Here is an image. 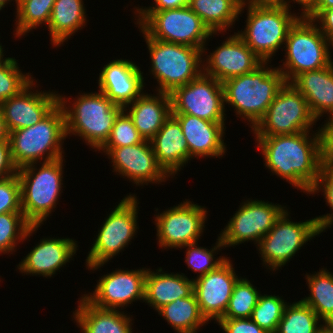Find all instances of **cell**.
<instances>
[{
	"label": "cell",
	"instance_id": "1",
	"mask_svg": "<svg viewBox=\"0 0 333 333\" xmlns=\"http://www.w3.org/2000/svg\"><path fill=\"white\" fill-rule=\"evenodd\" d=\"M275 136H255L264 165L295 188L309 194L323 163L320 131ZM310 133V134H309ZM312 135V136H310Z\"/></svg>",
	"mask_w": 333,
	"mask_h": 333
},
{
	"label": "cell",
	"instance_id": "2",
	"mask_svg": "<svg viewBox=\"0 0 333 333\" xmlns=\"http://www.w3.org/2000/svg\"><path fill=\"white\" fill-rule=\"evenodd\" d=\"M267 65L263 62L254 71L223 82L226 104L235 109L236 115L246 118L252 129L286 83L278 68Z\"/></svg>",
	"mask_w": 333,
	"mask_h": 333
},
{
	"label": "cell",
	"instance_id": "3",
	"mask_svg": "<svg viewBox=\"0 0 333 333\" xmlns=\"http://www.w3.org/2000/svg\"><path fill=\"white\" fill-rule=\"evenodd\" d=\"M58 99L65 114L66 137L77 135L97 151L109 139L115 120L124 109L101 91L80 94L72 106L65 96L59 94Z\"/></svg>",
	"mask_w": 333,
	"mask_h": 333
},
{
	"label": "cell",
	"instance_id": "4",
	"mask_svg": "<svg viewBox=\"0 0 333 333\" xmlns=\"http://www.w3.org/2000/svg\"><path fill=\"white\" fill-rule=\"evenodd\" d=\"M65 139V114L58 103L39 123L9 132L13 163L19 169L41 160L48 162L64 157Z\"/></svg>",
	"mask_w": 333,
	"mask_h": 333
},
{
	"label": "cell",
	"instance_id": "5",
	"mask_svg": "<svg viewBox=\"0 0 333 333\" xmlns=\"http://www.w3.org/2000/svg\"><path fill=\"white\" fill-rule=\"evenodd\" d=\"M63 159L40 162L38 169L37 163L28 164L17 171L22 213L31 225L41 226L56 208L62 193Z\"/></svg>",
	"mask_w": 333,
	"mask_h": 333
},
{
	"label": "cell",
	"instance_id": "6",
	"mask_svg": "<svg viewBox=\"0 0 333 333\" xmlns=\"http://www.w3.org/2000/svg\"><path fill=\"white\" fill-rule=\"evenodd\" d=\"M140 29L150 53V72L159 83V87H156L158 92L170 94L203 72L204 56L201 49L153 39Z\"/></svg>",
	"mask_w": 333,
	"mask_h": 333
},
{
	"label": "cell",
	"instance_id": "7",
	"mask_svg": "<svg viewBox=\"0 0 333 333\" xmlns=\"http://www.w3.org/2000/svg\"><path fill=\"white\" fill-rule=\"evenodd\" d=\"M248 5L246 27L237 35L263 61L270 62L272 56L285 44L288 32L300 18L282 5Z\"/></svg>",
	"mask_w": 333,
	"mask_h": 333
},
{
	"label": "cell",
	"instance_id": "8",
	"mask_svg": "<svg viewBox=\"0 0 333 333\" xmlns=\"http://www.w3.org/2000/svg\"><path fill=\"white\" fill-rule=\"evenodd\" d=\"M317 23L300 17L290 28L285 40V62L278 67L286 83L306 71L325 68L332 63L330 45L333 44L317 27Z\"/></svg>",
	"mask_w": 333,
	"mask_h": 333
},
{
	"label": "cell",
	"instance_id": "9",
	"mask_svg": "<svg viewBox=\"0 0 333 333\" xmlns=\"http://www.w3.org/2000/svg\"><path fill=\"white\" fill-rule=\"evenodd\" d=\"M137 24L151 38L199 48L205 52L212 32L188 6L161 11H135Z\"/></svg>",
	"mask_w": 333,
	"mask_h": 333
},
{
	"label": "cell",
	"instance_id": "10",
	"mask_svg": "<svg viewBox=\"0 0 333 333\" xmlns=\"http://www.w3.org/2000/svg\"><path fill=\"white\" fill-rule=\"evenodd\" d=\"M136 195L124 197L109 214L98 230V235L92 244L86 266L89 270H97L108 263L130 243L136 235L138 204Z\"/></svg>",
	"mask_w": 333,
	"mask_h": 333
},
{
	"label": "cell",
	"instance_id": "11",
	"mask_svg": "<svg viewBox=\"0 0 333 333\" xmlns=\"http://www.w3.org/2000/svg\"><path fill=\"white\" fill-rule=\"evenodd\" d=\"M316 121L304 96L285 83L252 132L255 136L297 134L310 131Z\"/></svg>",
	"mask_w": 333,
	"mask_h": 333
},
{
	"label": "cell",
	"instance_id": "12",
	"mask_svg": "<svg viewBox=\"0 0 333 333\" xmlns=\"http://www.w3.org/2000/svg\"><path fill=\"white\" fill-rule=\"evenodd\" d=\"M288 213L285 210L256 245L263 264L272 271L286 265L306 242L321 234L315 218L295 223L289 220Z\"/></svg>",
	"mask_w": 333,
	"mask_h": 333
},
{
	"label": "cell",
	"instance_id": "13",
	"mask_svg": "<svg viewBox=\"0 0 333 333\" xmlns=\"http://www.w3.org/2000/svg\"><path fill=\"white\" fill-rule=\"evenodd\" d=\"M172 114H188L212 122L225 121L223 83L203 72L170 93Z\"/></svg>",
	"mask_w": 333,
	"mask_h": 333
},
{
	"label": "cell",
	"instance_id": "14",
	"mask_svg": "<svg viewBox=\"0 0 333 333\" xmlns=\"http://www.w3.org/2000/svg\"><path fill=\"white\" fill-rule=\"evenodd\" d=\"M285 207L264 200H246L221 231L220 239L224 247L259 241L270 231Z\"/></svg>",
	"mask_w": 333,
	"mask_h": 333
},
{
	"label": "cell",
	"instance_id": "15",
	"mask_svg": "<svg viewBox=\"0 0 333 333\" xmlns=\"http://www.w3.org/2000/svg\"><path fill=\"white\" fill-rule=\"evenodd\" d=\"M207 212L204 207L186 200L156 214V239L160 248L177 249L198 242L206 226Z\"/></svg>",
	"mask_w": 333,
	"mask_h": 333
},
{
	"label": "cell",
	"instance_id": "16",
	"mask_svg": "<svg viewBox=\"0 0 333 333\" xmlns=\"http://www.w3.org/2000/svg\"><path fill=\"white\" fill-rule=\"evenodd\" d=\"M146 272L147 268L115 269L98 280L93 294L83 296L98 308L112 310H120L137 300L145 302Z\"/></svg>",
	"mask_w": 333,
	"mask_h": 333
},
{
	"label": "cell",
	"instance_id": "17",
	"mask_svg": "<svg viewBox=\"0 0 333 333\" xmlns=\"http://www.w3.org/2000/svg\"><path fill=\"white\" fill-rule=\"evenodd\" d=\"M100 150L111 158L113 172H118L138 186L148 183L159 184L169 178L159 166L149 140L131 146L100 148L98 151Z\"/></svg>",
	"mask_w": 333,
	"mask_h": 333
},
{
	"label": "cell",
	"instance_id": "18",
	"mask_svg": "<svg viewBox=\"0 0 333 333\" xmlns=\"http://www.w3.org/2000/svg\"><path fill=\"white\" fill-rule=\"evenodd\" d=\"M229 257L215 270L193 279V292L203 317L218 322L228 307L233 287L240 278Z\"/></svg>",
	"mask_w": 333,
	"mask_h": 333
},
{
	"label": "cell",
	"instance_id": "19",
	"mask_svg": "<svg viewBox=\"0 0 333 333\" xmlns=\"http://www.w3.org/2000/svg\"><path fill=\"white\" fill-rule=\"evenodd\" d=\"M216 48L206 60H202L203 73L221 83L250 73L263 63L236 32Z\"/></svg>",
	"mask_w": 333,
	"mask_h": 333
},
{
	"label": "cell",
	"instance_id": "20",
	"mask_svg": "<svg viewBox=\"0 0 333 333\" xmlns=\"http://www.w3.org/2000/svg\"><path fill=\"white\" fill-rule=\"evenodd\" d=\"M33 81L18 94L0 104L8 132L39 123L59 103L58 93L42 90L38 92V89L33 93Z\"/></svg>",
	"mask_w": 333,
	"mask_h": 333
},
{
	"label": "cell",
	"instance_id": "21",
	"mask_svg": "<svg viewBox=\"0 0 333 333\" xmlns=\"http://www.w3.org/2000/svg\"><path fill=\"white\" fill-rule=\"evenodd\" d=\"M99 74V91L116 105L124 108L143 93V72L128 59L110 61Z\"/></svg>",
	"mask_w": 333,
	"mask_h": 333
},
{
	"label": "cell",
	"instance_id": "22",
	"mask_svg": "<svg viewBox=\"0 0 333 333\" xmlns=\"http://www.w3.org/2000/svg\"><path fill=\"white\" fill-rule=\"evenodd\" d=\"M77 241L70 238H43L17 266L22 274L51 277L70 262L77 251ZM71 258V259H70Z\"/></svg>",
	"mask_w": 333,
	"mask_h": 333
},
{
	"label": "cell",
	"instance_id": "23",
	"mask_svg": "<svg viewBox=\"0 0 333 333\" xmlns=\"http://www.w3.org/2000/svg\"><path fill=\"white\" fill-rule=\"evenodd\" d=\"M180 123L189 157H222L226 152L224 122H212L188 114H172Z\"/></svg>",
	"mask_w": 333,
	"mask_h": 333
},
{
	"label": "cell",
	"instance_id": "24",
	"mask_svg": "<svg viewBox=\"0 0 333 333\" xmlns=\"http://www.w3.org/2000/svg\"><path fill=\"white\" fill-rule=\"evenodd\" d=\"M150 142L159 166L169 177L191 160L182 127L172 114Z\"/></svg>",
	"mask_w": 333,
	"mask_h": 333
},
{
	"label": "cell",
	"instance_id": "25",
	"mask_svg": "<svg viewBox=\"0 0 333 333\" xmlns=\"http://www.w3.org/2000/svg\"><path fill=\"white\" fill-rule=\"evenodd\" d=\"M123 110L132 119L144 140L150 141L172 114L170 94L158 92L152 96L142 93Z\"/></svg>",
	"mask_w": 333,
	"mask_h": 333
},
{
	"label": "cell",
	"instance_id": "26",
	"mask_svg": "<svg viewBox=\"0 0 333 333\" xmlns=\"http://www.w3.org/2000/svg\"><path fill=\"white\" fill-rule=\"evenodd\" d=\"M306 99L313 116L333 113V62L318 70L306 71L290 82Z\"/></svg>",
	"mask_w": 333,
	"mask_h": 333
},
{
	"label": "cell",
	"instance_id": "27",
	"mask_svg": "<svg viewBox=\"0 0 333 333\" xmlns=\"http://www.w3.org/2000/svg\"><path fill=\"white\" fill-rule=\"evenodd\" d=\"M192 293L193 278L189 280L183 273L162 272L161 267L156 272L147 269L144 301L153 309L158 311L164 305L189 297Z\"/></svg>",
	"mask_w": 333,
	"mask_h": 333
},
{
	"label": "cell",
	"instance_id": "28",
	"mask_svg": "<svg viewBox=\"0 0 333 333\" xmlns=\"http://www.w3.org/2000/svg\"><path fill=\"white\" fill-rule=\"evenodd\" d=\"M81 298L73 318L82 333H133L132 318L124 311L98 308Z\"/></svg>",
	"mask_w": 333,
	"mask_h": 333
},
{
	"label": "cell",
	"instance_id": "29",
	"mask_svg": "<svg viewBox=\"0 0 333 333\" xmlns=\"http://www.w3.org/2000/svg\"><path fill=\"white\" fill-rule=\"evenodd\" d=\"M83 0H55L51 11L48 31L51 44L61 46L75 32L84 28L86 11Z\"/></svg>",
	"mask_w": 333,
	"mask_h": 333
},
{
	"label": "cell",
	"instance_id": "30",
	"mask_svg": "<svg viewBox=\"0 0 333 333\" xmlns=\"http://www.w3.org/2000/svg\"><path fill=\"white\" fill-rule=\"evenodd\" d=\"M193 10L213 33L226 32L245 8L243 0H189Z\"/></svg>",
	"mask_w": 333,
	"mask_h": 333
},
{
	"label": "cell",
	"instance_id": "31",
	"mask_svg": "<svg viewBox=\"0 0 333 333\" xmlns=\"http://www.w3.org/2000/svg\"><path fill=\"white\" fill-rule=\"evenodd\" d=\"M157 312L177 333H197L207 323L200 312L194 292L189 297L178 298L164 305Z\"/></svg>",
	"mask_w": 333,
	"mask_h": 333
},
{
	"label": "cell",
	"instance_id": "32",
	"mask_svg": "<svg viewBox=\"0 0 333 333\" xmlns=\"http://www.w3.org/2000/svg\"><path fill=\"white\" fill-rule=\"evenodd\" d=\"M321 268L316 274H306L310 295L301 299L312 308L323 323L333 322V273Z\"/></svg>",
	"mask_w": 333,
	"mask_h": 333
},
{
	"label": "cell",
	"instance_id": "33",
	"mask_svg": "<svg viewBox=\"0 0 333 333\" xmlns=\"http://www.w3.org/2000/svg\"><path fill=\"white\" fill-rule=\"evenodd\" d=\"M320 320L302 300L288 303L275 333H317Z\"/></svg>",
	"mask_w": 333,
	"mask_h": 333
},
{
	"label": "cell",
	"instance_id": "34",
	"mask_svg": "<svg viewBox=\"0 0 333 333\" xmlns=\"http://www.w3.org/2000/svg\"><path fill=\"white\" fill-rule=\"evenodd\" d=\"M40 225H31L22 212L0 214V253L15 252V247L27 240Z\"/></svg>",
	"mask_w": 333,
	"mask_h": 333
},
{
	"label": "cell",
	"instance_id": "35",
	"mask_svg": "<svg viewBox=\"0 0 333 333\" xmlns=\"http://www.w3.org/2000/svg\"><path fill=\"white\" fill-rule=\"evenodd\" d=\"M55 0H24L16 9L15 37L26 35L42 24L48 26Z\"/></svg>",
	"mask_w": 333,
	"mask_h": 333
},
{
	"label": "cell",
	"instance_id": "36",
	"mask_svg": "<svg viewBox=\"0 0 333 333\" xmlns=\"http://www.w3.org/2000/svg\"><path fill=\"white\" fill-rule=\"evenodd\" d=\"M260 293L247 278L240 277L235 283L228 307L221 319L251 318Z\"/></svg>",
	"mask_w": 333,
	"mask_h": 333
},
{
	"label": "cell",
	"instance_id": "37",
	"mask_svg": "<svg viewBox=\"0 0 333 333\" xmlns=\"http://www.w3.org/2000/svg\"><path fill=\"white\" fill-rule=\"evenodd\" d=\"M287 304L279 295L260 294L251 319L268 333H275Z\"/></svg>",
	"mask_w": 333,
	"mask_h": 333
},
{
	"label": "cell",
	"instance_id": "38",
	"mask_svg": "<svg viewBox=\"0 0 333 333\" xmlns=\"http://www.w3.org/2000/svg\"><path fill=\"white\" fill-rule=\"evenodd\" d=\"M217 240L218 241L215 243L216 245L210 250L206 249L205 247H199L198 242L191 243L182 247H187L185 262L188 265L189 269L194 272H198L199 275H197V277H201L208 272L215 270L227 258L225 256H219V258L215 260L214 254L216 253V251L218 252V250L224 248L220 236H218Z\"/></svg>",
	"mask_w": 333,
	"mask_h": 333
},
{
	"label": "cell",
	"instance_id": "39",
	"mask_svg": "<svg viewBox=\"0 0 333 333\" xmlns=\"http://www.w3.org/2000/svg\"><path fill=\"white\" fill-rule=\"evenodd\" d=\"M19 68L17 60L12 57L0 65V104L18 94L33 80L32 75H25Z\"/></svg>",
	"mask_w": 333,
	"mask_h": 333
},
{
	"label": "cell",
	"instance_id": "40",
	"mask_svg": "<svg viewBox=\"0 0 333 333\" xmlns=\"http://www.w3.org/2000/svg\"><path fill=\"white\" fill-rule=\"evenodd\" d=\"M144 141L132 119L123 110L115 120L109 139L101 148L131 146Z\"/></svg>",
	"mask_w": 333,
	"mask_h": 333
},
{
	"label": "cell",
	"instance_id": "41",
	"mask_svg": "<svg viewBox=\"0 0 333 333\" xmlns=\"http://www.w3.org/2000/svg\"><path fill=\"white\" fill-rule=\"evenodd\" d=\"M322 189V190H321ZM322 191L325 197V202L330 206L333 211V163L323 162L320 168L318 180L315 185L311 188L309 194H317ZM317 192V193H316ZM318 230L322 233L323 231L333 224V212L330 214H324L315 218Z\"/></svg>",
	"mask_w": 333,
	"mask_h": 333
},
{
	"label": "cell",
	"instance_id": "42",
	"mask_svg": "<svg viewBox=\"0 0 333 333\" xmlns=\"http://www.w3.org/2000/svg\"><path fill=\"white\" fill-rule=\"evenodd\" d=\"M22 212L20 182L17 173L0 179V214Z\"/></svg>",
	"mask_w": 333,
	"mask_h": 333
},
{
	"label": "cell",
	"instance_id": "43",
	"mask_svg": "<svg viewBox=\"0 0 333 333\" xmlns=\"http://www.w3.org/2000/svg\"><path fill=\"white\" fill-rule=\"evenodd\" d=\"M217 323L225 333H268L253 322L251 318L220 319Z\"/></svg>",
	"mask_w": 333,
	"mask_h": 333
},
{
	"label": "cell",
	"instance_id": "44",
	"mask_svg": "<svg viewBox=\"0 0 333 333\" xmlns=\"http://www.w3.org/2000/svg\"><path fill=\"white\" fill-rule=\"evenodd\" d=\"M322 126L319 129L322 161L333 163V113L328 115L326 123Z\"/></svg>",
	"mask_w": 333,
	"mask_h": 333
},
{
	"label": "cell",
	"instance_id": "45",
	"mask_svg": "<svg viewBox=\"0 0 333 333\" xmlns=\"http://www.w3.org/2000/svg\"><path fill=\"white\" fill-rule=\"evenodd\" d=\"M17 171L11 157L9 140L0 141V179L15 175Z\"/></svg>",
	"mask_w": 333,
	"mask_h": 333
},
{
	"label": "cell",
	"instance_id": "46",
	"mask_svg": "<svg viewBox=\"0 0 333 333\" xmlns=\"http://www.w3.org/2000/svg\"><path fill=\"white\" fill-rule=\"evenodd\" d=\"M320 31L333 44V8L323 10L314 20Z\"/></svg>",
	"mask_w": 333,
	"mask_h": 333
},
{
	"label": "cell",
	"instance_id": "47",
	"mask_svg": "<svg viewBox=\"0 0 333 333\" xmlns=\"http://www.w3.org/2000/svg\"><path fill=\"white\" fill-rule=\"evenodd\" d=\"M154 6L136 8V11H161L174 8L186 7L189 4V0H154Z\"/></svg>",
	"mask_w": 333,
	"mask_h": 333
},
{
	"label": "cell",
	"instance_id": "48",
	"mask_svg": "<svg viewBox=\"0 0 333 333\" xmlns=\"http://www.w3.org/2000/svg\"><path fill=\"white\" fill-rule=\"evenodd\" d=\"M292 1L294 3H298L301 6L302 13L300 17H307L313 11L317 0H292ZM290 2H291L290 0H284L280 5L286 7L287 9L290 8L291 10V6L289 4Z\"/></svg>",
	"mask_w": 333,
	"mask_h": 333
},
{
	"label": "cell",
	"instance_id": "49",
	"mask_svg": "<svg viewBox=\"0 0 333 333\" xmlns=\"http://www.w3.org/2000/svg\"><path fill=\"white\" fill-rule=\"evenodd\" d=\"M333 8V0H317L313 11L306 17L314 20L323 10Z\"/></svg>",
	"mask_w": 333,
	"mask_h": 333
},
{
	"label": "cell",
	"instance_id": "50",
	"mask_svg": "<svg viewBox=\"0 0 333 333\" xmlns=\"http://www.w3.org/2000/svg\"><path fill=\"white\" fill-rule=\"evenodd\" d=\"M9 132L6 129L5 121L3 119V113L0 108V141L8 140Z\"/></svg>",
	"mask_w": 333,
	"mask_h": 333
},
{
	"label": "cell",
	"instance_id": "51",
	"mask_svg": "<svg viewBox=\"0 0 333 333\" xmlns=\"http://www.w3.org/2000/svg\"><path fill=\"white\" fill-rule=\"evenodd\" d=\"M244 2H248L251 4H272V5H280L284 0H243Z\"/></svg>",
	"mask_w": 333,
	"mask_h": 333
},
{
	"label": "cell",
	"instance_id": "52",
	"mask_svg": "<svg viewBox=\"0 0 333 333\" xmlns=\"http://www.w3.org/2000/svg\"><path fill=\"white\" fill-rule=\"evenodd\" d=\"M317 333H333V322L323 323Z\"/></svg>",
	"mask_w": 333,
	"mask_h": 333
},
{
	"label": "cell",
	"instance_id": "53",
	"mask_svg": "<svg viewBox=\"0 0 333 333\" xmlns=\"http://www.w3.org/2000/svg\"><path fill=\"white\" fill-rule=\"evenodd\" d=\"M4 48L2 47V44H0V65L7 59L6 57L3 58L4 54H3V50Z\"/></svg>",
	"mask_w": 333,
	"mask_h": 333
},
{
	"label": "cell",
	"instance_id": "54",
	"mask_svg": "<svg viewBox=\"0 0 333 333\" xmlns=\"http://www.w3.org/2000/svg\"><path fill=\"white\" fill-rule=\"evenodd\" d=\"M10 0H0V11L9 3ZM13 1V0H11Z\"/></svg>",
	"mask_w": 333,
	"mask_h": 333
},
{
	"label": "cell",
	"instance_id": "55",
	"mask_svg": "<svg viewBox=\"0 0 333 333\" xmlns=\"http://www.w3.org/2000/svg\"><path fill=\"white\" fill-rule=\"evenodd\" d=\"M24 0H15V3H16V9H17V6L21 3V2H23Z\"/></svg>",
	"mask_w": 333,
	"mask_h": 333
}]
</instances>
